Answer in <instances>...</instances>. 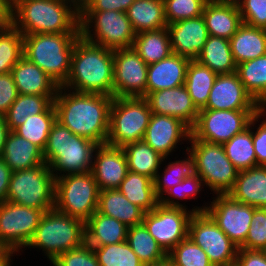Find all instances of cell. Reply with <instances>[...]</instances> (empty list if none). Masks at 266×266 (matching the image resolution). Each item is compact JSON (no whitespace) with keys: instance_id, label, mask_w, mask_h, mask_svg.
<instances>
[{"instance_id":"obj_1","label":"cell","mask_w":266,"mask_h":266,"mask_svg":"<svg viewBox=\"0 0 266 266\" xmlns=\"http://www.w3.org/2000/svg\"><path fill=\"white\" fill-rule=\"evenodd\" d=\"M113 96L81 93L64 87L54 98L57 121L73 134L106 144Z\"/></svg>"},{"instance_id":"obj_2","label":"cell","mask_w":266,"mask_h":266,"mask_svg":"<svg viewBox=\"0 0 266 266\" xmlns=\"http://www.w3.org/2000/svg\"><path fill=\"white\" fill-rule=\"evenodd\" d=\"M80 9L70 1L12 0L11 24L23 35L80 33Z\"/></svg>"},{"instance_id":"obj_3","label":"cell","mask_w":266,"mask_h":266,"mask_svg":"<svg viewBox=\"0 0 266 266\" xmlns=\"http://www.w3.org/2000/svg\"><path fill=\"white\" fill-rule=\"evenodd\" d=\"M113 71V50L80 37L72 52L70 74L62 87L113 96Z\"/></svg>"},{"instance_id":"obj_4","label":"cell","mask_w":266,"mask_h":266,"mask_svg":"<svg viewBox=\"0 0 266 266\" xmlns=\"http://www.w3.org/2000/svg\"><path fill=\"white\" fill-rule=\"evenodd\" d=\"M97 146L92 140L73 134L56 120L49 133L43 156L55 178L86 173L91 171Z\"/></svg>"},{"instance_id":"obj_5","label":"cell","mask_w":266,"mask_h":266,"mask_svg":"<svg viewBox=\"0 0 266 266\" xmlns=\"http://www.w3.org/2000/svg\"><path fill=\"white\" fill-rule=\"evenodd\" d=\"M24 36L23 56L62 87L71 70V57L80 33H37Z\"/></svg>"},{"instance_id":"obj_6","label":"cell","mask_w":266,"mask_h":266,"mask_svg":"<svg viewBox=\"0 0 266 266\" xmlns=\"http://www.w3.org/2000/svg\"><path fill=\"white\" fill-rule=\"evenodd\" d=\"M85 242V222L53 208L44 212L27 247L42 249L51 263L63 252L78 248Z\"/></svg>"},{"instance_id":"obj_7","label":"cell","mask_w":266,"mask_h":266,"mask_svg":"<svg viewBox=\"0 0 266 266\" xmlns=\"http://www.w3.org/2000/svg\"><path fill=\"white\" fill-rule=\"evenodd\" d=\"M186 148L195 160L196 174L216 195L228 194L237 179L238 170L225 154L222 144L209 143L190 135ZM191 147V148H190Z\"/></svg>"},{"instance_id":"obj_8","label":"cell","mask_w":266,"mask_h":266,"mask_svg":"<svg viewBox=\"0 0 266 266\" xmlns=\"http://www.w3.org/2000/svg\"><path fill=\"white\" fill-rule=\"evenodd\" d=\"M79 28L83 39L112 50L132 48L136 36L126 12L113 10L80 11Z\"/></svg>"},{"instance_id":"obj_9","label":"cell","mask_w":266,"mask_h":266,"mask_svg":"<svg viewBox=\"0 0 266 266\" xmlns=\"http://www.w3.org/2000/svg\"><path fill=\"white\" fill-rule=\"evenodd\" d=\"M151 115L144 97H113L106 144L122 148L143 140Z\"/></svg>"},{"instance_id":"obj_10","label":"cell","mask_w":266,"mask_h":266,"mask_svg":"<svg viewBox=\"0 0 266 266\" xmlns=\"http://www.w3.org/2000/svg\"><path fill=\"white\" fill-rule=\"evenodd\" d=\"M55 180L46 163L13 171L6 201L40 210H51L55 206Z\"/></svg>"},{"instance_id":"obj_11","label":"cell","mask_w":266,"mask_h":266,"mask_svg":"<svg viewBox=\"0 0 266 266\" xmlns=\"http://www.w3.org/2000/svg\"><path fill=\"white\" fill-rule=\"evenodd\" d=\"M99 189L92 172L67 174L55 180L59 212L86 222L98 209Z\"/></svg>"},{"instance_id":"obj_12","label":"cell","mask_w":266,"mask_h":266,"mask_svg":"<svg viewBox=\"0 0 266 266\" xmlns=\"http://www.w3.org/2000/svg\"><path fill=\"white\" fill-rule=\"evenodd\" d=\"M206 209V203L204 206H196L191 210L158 204L152 211L144 213L142 223L168 254L179 242L188 237L191 216L205 212Z\"/></svg>"},{"instance_id":"obj_13","label":"cell","mask_w":266,"mask_h":266,"mask_svg":"<svg viewBox=\"0 0 266 266\" xmlns=\"http://www.w3.org/2000/svg\"><path fill=\"white\" fill-rule=\"evenodd\" d=\"M45 211L8 201L0 203V249L19 253L27 248Z\"/></svg>"},{"instance_id":"obj_14","label":"cell","mask_w":266,"mask_h":266,"mask_svg":"<svg viewBox=\"0 0 266 266\" xmlns=\"http://www.w3.org/2000/svg\"><path fill=\"white\" fill-rule=\"evenodd\" d=\"M260 111L200 109L191 134L199 140L223 144L248 128L250 120Z\"/></svg>"},{"instance_id":"obj_15","label":"cell","mask_w":266,"mask_h":266,"mask_svg":"<svg viewBox=\"0 0 266 266\" xmlns=\"http://www.w3.org/2000/svg\"><path fill=\"white\" fill-rule=\"evenodd\" d=\"M188 237L205 251L213 266H235L239 247L206 212L191 216Z\"/></svg>"},{"instance_id":"obj_16","label":"cell","mask_w":266,"mask_h":266,"mask_svg":"<svg viewBox=\"0 0 266 266\" xmlns=\"http://www.w3.org/2000/svg\"><path fill=\"white\" fill-rule=\"evenodd\" d=\"M215 196L205 212L240 247L246 241L256 207L235 201L228 194Z\"/></svg>"},{"instance_id":"obj_17","label":"cell","mask_w":266,"mask_h":266,"mask_svg":"<svg viewBox=\"0 0 266 266\" xmlns=\"http://www.w3.org/2000/svg\"><path fill=\"white\" fill-rule=\"evenodd\" d=\"M113 97H145L148 65L133 48L113 50Z\"/></svg>"},{"instance_id":"obj_18","label":"cell","mask_w":266,"mask_h":266,"mask_svg":"<svg viewBox=\"0 0 266 266\" xmlns=\"http://www.w3.org/2000/svg\"><path fill=\"white\" fill-rule=\"evenodd\" d=\"M203 109L262 110L263 108L246 91L237 72L218 74Z\"/></svg>"},{"instance_id":"obj_19","label":"cell","mask_w":266,"mask_h":266,"mask_svg":"<svg viewBox=\"0 0 266 266\" xmlns=\"http://www.w3.org/2000/svg\"><path fill=\"white\" fill-rule=\"evenodd\" d=\"M191 129L181 120L152 113L145 131L143 141L155 151L168 159L178 145L186 141L189 143Z\"/></svg>"},{"instance_id":"obj_20","label":"cell","mask_w":266,"mask_h":266,"mask_svg":"<svg viewBox=\"0 0 266 266\" xmlns=\"http://www.w3.org/2000/svg\"><path fill=\"white\" fill-rule=\"evenodd\" d=\"M154 114L167 115L183 121L190 129L195 125L199 110L193 104L184 85L155 91L144 97Z\"/></svg>"},{"instance_id":"obj_21","label":"cell","mask_w":266,"mask_h":266,"mask_svg":"<svg viewBox=\"0 0 266 266\" xmlns=\"http://www.w3.org/2000/svg\"><path fill=\"white\" fill-rule=\"evenodd\" d=\"M91 172L99 190L117 189L128 172L123 148L98 145L93 154Z\"/></svg>"},{"instance_id":"obj_22","label":"cell","mask_w":266,"mask_h":266,"mask_svg":"<svg viewBox=\"0 0 266 266\" xmlns=\"http://www.w3.org/2000/svg\"><path fill=\"white\" fill-rule=\"evenodd\" d=\"M167 28L172 52L190 60L199 56L209 36L203 16L168 24Z\"/></svg>"},{"instance_id":"obj_23","label":"cell","mask_w":266,"mask_h":266,"mask_svg":"<svg viewBox=\"0 0 266 266\" xmlns=\"http://www.w3.org/2000/svg\"><path fill=\"white\" fill-rule=\"evenodd\" d=\"M189 62V58L172 53L161 61L149 64L146 95L184 85Z\"/></svg>"},{"instance_id":"obj_24","label":"cell","mask_w":266,"mask_h":266,"mask_svg":"<svg viewBox=\"0 0 266 266\" xmlns=\"http://www.w3.org/2000/svg\"><path fill=\"white\" fill-rule=\"evenodd\" d=\"M11 74L20 95H57L60 88L42 69L24 56L12 68Z\"/></svg>"},{"instance_id":"obj_25","label":"cell","mask_w":266,"mask_h":266,"mask_svg":"<svg viewBox=\"0 0 266 266\" xmlns=\"http://www.w3.org/2000/svg\"><path fill=\"white\" fill-rule=\"evenodd\" d=\"M228 195L235 201L256 208H266V166L238 171Z\"/></svg>"},{"instance_id":"obj_26","label":"cell","mask_w":266,"mask_h":266,"mask_svg":"<svg viewBox=\"0 0 266 266\" xmlns=\"http://www.w3.org/2000/svg\"><path fill=\"white\" fill-rule=\"evenodd\" d=\"M209 36L230 40L242 24L237 3L216 2L209 0L202 14Z\"/></svg>"},{"instance_id":"obj_27","label":"cell","mask_w":266,"mask_h":266,"mask_svg":"<svg viewBox=\"0 0 266 266\" xmlns=\"http://www.w3.org/2000/svg\"><path fill=\"white\" fill-rule=\"evenodd\" d=\"M1 158L12 172L45 163L43 151L14 131H9L6 136Z\"/></svg>"},{"instance_id":"obj_28","label":"cell","mask_w":266,"mask_h":266,"mask_svg":"<svg viewBox=\"0 0 266 266\" xmlns=\"http://www.w3.org/2000/svg\"><path fill=\"white\" fill-rule=\"evenodd\" d=\"M97 211L117 219L127 227L141 224L144 211L131 203L118 189L99 190Z\"/></svg>"},{"instance_id":"obj_29","label":"cell","mask_w":266,"mask_h":266,"mask_svg":"<svg viewBox=\"0 0 266 266\" xmlns=\"http://www.w3.org/2000/svg\"><path fill=\"white\" fill-rule=\"evenodd\" d=\"M128 227L115 218L96 211L85 222L86 243L101 247L126 241Z\"/></svg>"},{"instance_id":"obj_30","label":"cell","mask_w":266,"mask_h":266,"mask_svg":"<svg viewBox=\"0 0 266 266\" xmlns=\"http://www.w3.org/2000/svg\"><path fill=\"white\" fill-rule=\"evenodd\" d=\"M235 63H243L266 54V30L242 23L230 38Z\"/></svg>"},{"instance_id":"obj_31","label":"cell","mask_w":266,"mask_h":266,"mask_svg":"<svg viewBox=\"0 0 266 266\" xmlns=\"http://www.w3.org/2000/svg\"><path fill=\"white\" fill-rule=\"evenodd\" d=\"M134 32L167 27L164 0H135L126 11Z\"/></svg>"},{"instance_id":"obj_32","label":"cell","mask_w":266,"mask_h":266,"mask_svg":"<svg viewBox=\"0 0 266 266\" xmlns=\"http://www.w3.org/2000/svg\"><path fill=\"white\" fill-rule=\"evenodd\" d=\"M132 48L147 65L161 61L173 53L167 27L137 33Z\"/></svg>"},{"instance_id":"obj_33","label":"cell","mask_w":266,"mask_h":266,"mask_svg":"<svg viewBox=\"0 0 266 266\" xmlns=\"http://www.w3.org/2000/svg\"><path fill=\"white\" fill-rule=\"evenodd\" d=\"M195 60L216 74H228L237 70L229 40L217 36H208L201 53Z\"/></svg>"},{"instance_id":"obj_34","label":"cell","mask_w":266,"mask_h":266,"mask_svg":"<svg viewBox=\"0 0 266 266\" xmlns=\"http://www.w3.org/2000/svg\"><path fill=\"white\" fill-rule=\"evenodd\" d=\"M126 156L128 171L147 176L154 180L166 159L143 140L122 147Z\"/></svg>"},{"instance_id":"obj_35","label":"cell","mask_w":266,"mask_h":266,"mask_svg":"<svg viewBox=\"0 0 266 266\" xmlns=\"http://www.w3.org/2000/svg\"><path fill=\"white\" fill-rule=\"evenodd\" d=\"M117 189L145 213L152 211L159 204L153 180L147 176L128 171L126 178Z\"/></svg>"},{"instance_id":"obj_36","label":"cell","mask_w":266,"mask_h":266,"mask_svg":"<svg viewBox=\"0 0 266 266\" xmlns=\"http://www.w3.org/2000/svg\"><path fill=\"white\" fill-rule=\"evenodd\" d=\"M218 74L197 60H190L186 70L184 86L198 110L203 109Z\"/></svg>"},{"instance_id":"obj_37","label":"cell","mask_w":266,"mask_h":266,"mask_svg":"<svg viewBox=\"0 0 266 266\" xmlns=\"http://www.w3.org/2000/svg\"><path fill=\"white\" fill-rule=\"evenodd\" d=\"M246 91L266 108V54L237 65L236 70Z\"/></svg>"},{"instance_id":"obj_38","label":"cell","mask_w":266,"mask_h":266,"mask_svg":"<svg viewBox=\"0 0 266 266\" xmlns=\"http://www.w3.org/2000/svg\"><path fill=\"white\" fill-rule=\"evenodd\" d=\"M56 95H18L4 114L9 131L22 125L28 116L43 113L54 101Z\"/></svg>"},{"instance_id":"obj_39","label":"cell","mask_w":266,"mask_h":266,"mask_svg":"<svg viewBox=\"0 0 266 266\" xmlns=\"http://www.w3.org/2000/svg\"><path fill=\"white\" fill-rule=\"evenodd\" d=\"M56 120L57 113L52 103L43 113L28 116L27 120L14 132L44 151L49 133Z\"/></svg>"},{"instance_id":"obj_40","label":"cell","mask_w":266,"mask_h":266,"mask_svg":"<svg viewBox=\"0 0 266 266\" xmlns=\"http://www.w3.org/2000/svg\"><path fill=\"white\" fill-rule=\"evenodd\" d=\"M187 157L182 160L172 161L165 163V170L155 175L153 180L154 190L157 198L159 199L162 195L174 187L175 185L182 182L184 178L192 177L196 175L195 160L191 154L186 150Z\"/></svg>"},{"instance_id":"obj_41","label":"cell","mask_w":266,"mask_h":266,"mask_svg":"<svg viewBox=\"0 0 266 266\" xmlns=\"http://www.w3.org/2000/svg\"><path fill=\"white\" fill-rule=\"evenodd\" d=\"M126 241L143 264L157 262L167 256L143 223L128 227Z\"/></svg>"},{"instance_id":"obj_42","label":"cell","mask_w":266,"mask_h":266,"mask_svg":"<svg viewBox=\"0 0 266 266\" xmlns=\"http://www.w3.org/2000/svg\"><path fill=\"white\" fill-rule=\"evenodd\" d=\"M225 154L238 171L257 166V159L252 140V127L236 134L222 144Z\"/></svg>"},{"instance_id":"obj_43","label":"cell","mask_w":266,"mask_h":266,"mask_svg":"<svg viewBox=\"0 0 266 266\" xmlns=\"http://www.w3.org/2000/svg\"><path fill=\"white\" fill-rule=\"evenodd\" d=\"M24 36L12 24L0 27V75L11 72L23 57Z\"/></svg>"},{"instance_id":"obj_44","label":"cell","mask_w":266,"mask_h":266,"mask_svg":"<svg viewBox=\"0 0 266 266\" xmlns=\"http://www.w3.org/2000/svg\"><path fill=\"white\" fill-rule=\"evenodd\" d=\"M100 266H143L127 241L92 247Z\"/></svg>"},{"instance_id":"obj_45","label":"cell","mask_w":266,"mask_h":266,"mask_svg":"<svg viewBox=\"0 0 266 266\" xmlns=\"http://www.w3.org/2000/svg\"><path fill=\"white\" fill-rule=\"evenodd\" d=\"M203 186V180L197 174L184 178L181 183L167 190L159 198V204L167 207L188 209L186 205L179 203V200L197 199L196 196L200 194V191L204 188Z\"/></svg>"},{"instance_id":"obj_46","label":"cell","mask_w":266,"mask_h":266,"mask_svg":"<svg viewBox=\"0 0 266 266\" xmlns=\"http://www.w3.org/2000/svg\"><path fill=\"white\" fill-rule=\"evenodd\" d=\"M167 256L174 266H213L205 251L189 237L179 242Z\"/></svg>"},{"instance_id":"obj_47","label":"cell","mask_w":266,"mask_h":266,"mask_svg":"<svg viewBox=\"0 0 266 266\" xmlns=\"http://www.w3.org/2000/svg\"><path fill=\"white\" fill-rule=\"evenodd\" d=\"M209 0H164L167 24L202 16Z\"/></svg>"},{"instance_id":"obj_48","label":"cell","mask_w":266,"mask_h":266,"mask_svg":"<svg viewBox=\"0 0 266 266\" xmlns=\"http://www.w3.org/2000/svg\"><path fill=\"white\" fill-rule=\"evenodd\" d=\"M246 241L239 247L266 251V208H255Z\"/></svg>"},{"instance_id":"obj_49","label":"cell","mask_w":266,"mask_h":266,"mask_svg":"<svg viewBox=\"0 0 266 266\" xmlns=\"http://www.w3.org/2000/svg\"><path fill=\"white\" fill-rule=\"evenodd\" d=\"M51 264L52 266H100L93 248L86 242L78 248L63 252Z\"/></svg>"},{"instance_id":"obj_50","label":"cell","mask_w":266,"mask_h":266,"mask_svg":"<svg viewBox=\"0 0 266 266\" xmlns=\"http://www.w3.org/2000/svg\"><path fill=\"white\" fill-rule=\"evenodd\" d=\"M242 23L266 30V0H240Z\"/></svg>"},{"instance_id":"obj_51","label":"cell","mask_w":266,"mask_h":266,"mask_svg":"<svg viewBox=\"0 0 266 266\" xmlns=\"http://www.w3.org/2000/svg\"><path fill=\"white\" fill-rule=\"evenodd\" d=\"M265 116H266V108H263L250 120L249 123V126L252 127V140L257 159V166H266V117ZM262 118L263 121H259ZM257 122L261 123L257 125L258 127L255 125L257 124ZM253 129H255L256 131Z\"/></svg>"},{"instance_id":"obj_52","label":"cell","mask_w":266,"mask_h":266,"mask_svg":"<svg viewBox=\"0 0 266 266\" xmlns=\"http://www.w3.org/2000/svg\"><path fill=\"white\" fill-rule=\"evenodd\" d=\"M19 93L11 72L0 75V116L8 111Z\"/></svg>"},{"instance_id":"obj_53","label":"cell","mask_w":266,"mask_h":266,"mask_svg":"<svg viewBox=\"0 0 266 266\" xmlns=\"http://www.w3.org/2000/svg\"><path fill=\"white\" fill-rule=\"evenodd\" d=\"M135 0H84L80 11H119L126 12Z\"/></svg>"},{"instance_id":"obj_54","label":"cell","mask_w":266,"mask_h":266,"mask_svg":"<svg viewBox=\"0 0 266 266\" xmlns=\"http://www.w3.org/2000/svg\"><path fill=\"white\" fill-rule=\"evenodd\" d=\"M235 266H266V251L239 248Z\"/></svg>"},{"instance_id":"obj_55","label":"cell","mask_w":266,"mask_h":266,"mask_svg":"<svg viewBox=\"0 0 266 266\" xmlns=\"http://www.w3.org/2000/svg\"><path fill=\"white\" fill-rule=\"evenodd\" d=\"M11 173L9 166L0 157V203L6 201Z\"/></svg>"},{"instance_id":"obj_56","label":"cell","mask_w":266,"mask_h":266,"mask_svg":"<svg viewBox=\"0 0 266 266\" xmlns=\"http://www.w3.org/2000/svg\"><path fill=\"white\" fill-rule=\"evenodd\" d=\"M12 21V0H0V27L8 26Z\"/></svg>"},{"instance_id":"obj_57","label":"cell","mask_w":266,"mask_h":266,"mask_svg":"<svg viewBox=\"0 0 266 266\" xmlns=\"http://www.w3.org/2000/svg\"><path fill=\"white\" fill-rule=\"evenodd\" d=\"M9 132L8 126L5 122L4 116H0V157L3 152L6 136Z\"/></svg>"},{"instance_id":"obj_58","label":"cell","mask_w":266,"mask_h":266,"mask_svg":"<svg viewBox=\"0 0 266 266\" xmlns=\"http://www.w3.org/2000/svg\"><path fill=\"white\" fill-rule=\"evenodd\" d=\"M14 254H18V253H15V252H11V251H2L0 253V266H11V262L12 259L14 257ZM13 256V257H12Z\"/></svg>"},{"instance_id":"obj_59","label":"cell","mask_w":266,"mask_h":266,"mask_svg":"<svg viewBox=\"0 0 266 266\" xmlns=\"http://www.w3.org/2000/svg\"><path fill=\"white\" fill-rule=\"evenodd\" d=\"M143 266H174L172 260L166 256L164 259L157 261V262H153L150 264H144Z\"/></svg>"},{"instance_id":"obj_60","label":"cell","mask_w":266,"mask_h":266,"mask_svg":"<svg viewBox=\"0 0 266 266\" xmlns=\"http://www.w3.org/2000/svg\"><path fill=\"white\" fill-rule=\"evenodd\" d=\"M216 2L238 3L240 0H213Z\"/></svg>"},{"instance_id":"obj_61","label":"cell","mask_w":266,"mask_h":266,"mask_svg":"<svg viewBox=\"0 0 266 266\" xmlns=\"http://www.w3.org/2000/svg\"><path fill=\"white\" fill-rule=\"evenodd\" d=\"M59 1H70V2H74L79 8L81 6L80 0H59Z\"/></svg>"}]
</instances>
